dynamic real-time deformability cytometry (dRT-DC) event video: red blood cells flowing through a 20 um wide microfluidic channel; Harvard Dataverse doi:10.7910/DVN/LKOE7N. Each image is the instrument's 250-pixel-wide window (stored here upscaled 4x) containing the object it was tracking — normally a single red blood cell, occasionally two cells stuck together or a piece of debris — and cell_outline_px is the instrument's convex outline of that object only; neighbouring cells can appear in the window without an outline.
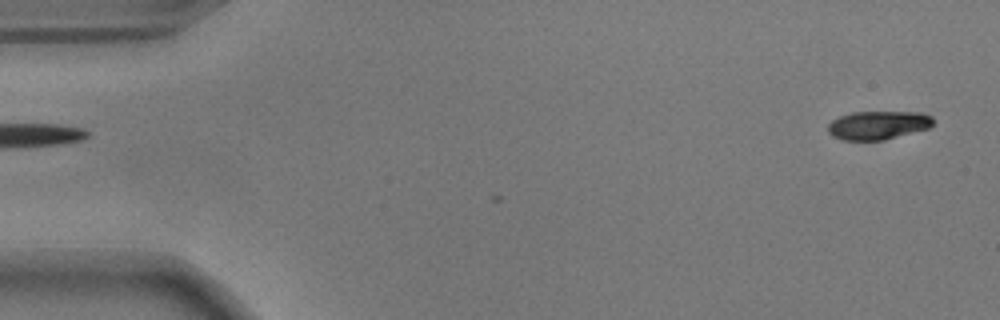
{"species": "common noctule bat (a hibernating species)", "species_latin": "Nyctalus noctula", "temperature_condition": "warm", "stored_images_in_passage": 53, "camera_frame_rate_fps": 3000, "um_per_image_px": 0.085, "animal": {"sex": "male", "body_mass_g": 17.9}, "frame": {"image": 1, "passage_image": 1, "time_ms": 0.0, "image_size_px": [1000, 320], "cell_outline_px": [[932, 124], [928, 128], [884, 140], [840, 140], [832, 136], [828, 132], [828, 124], [832, 120], [840, 116], [852, 112], [920, 112], [932, 116]], "centroid_in_image_um": [74.6, 10.64], "position_along_channel_um": 10.4, "area_um2": 17.46}}
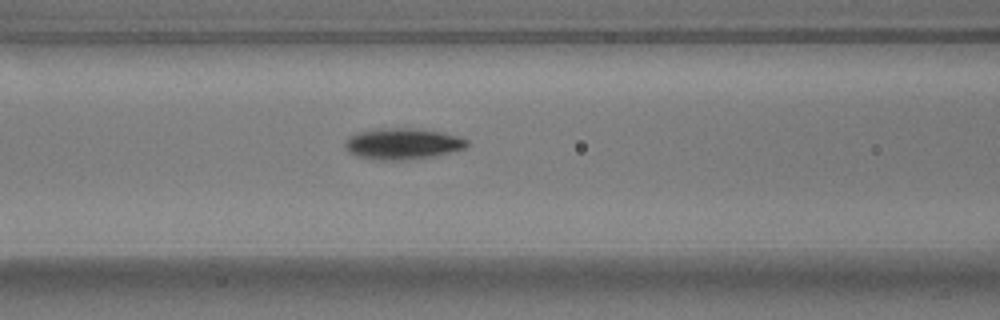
{"frame": {"image": 2, "passage_image": 21, "time_ms": 6.667, "image_size_px": [1000, 320], "cell_outline_px": [[468, 144], [464, 148], [432, 156], [404, 160], [380, 160], [356, 156], [348, 152], [344, 148], [344, 140], [348, 136], [360, 132], [380, 128], [412, 128], [440, 132], [456, 136], [468, 140]], "centroid_in_image_um": [34.14, 12.22], "position_along_channel_um": 132.5, "area_um2": 21.96}}
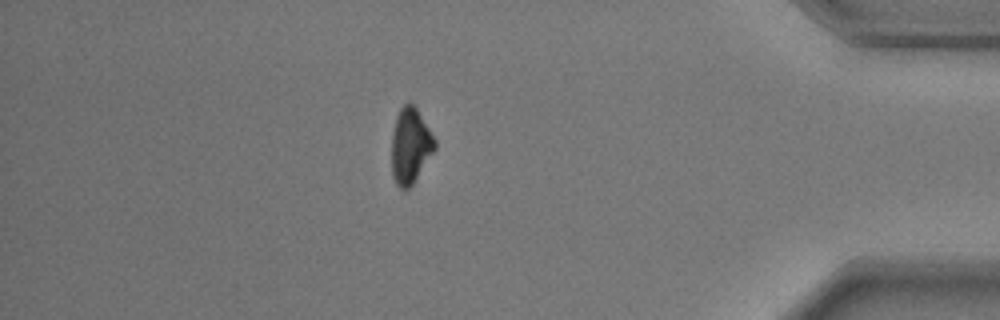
{"frame": {"image": 3, "passage_image": 46, "time_ms": 15.0, "image_size_px": [1000, 320], "cell_outline_px": [[436, 148], [412, 184], [408, 188], [400, 188], [396, 184], [392, 176], [392, 132], [396, 116], [400, 108], [404, 104], [412, 104], [416, 108], [436, 140]], "centroid_in_image_um": [34.87, 12.39], "position_along_channel_um": 400.3, "area_um2": 18.73}, "authors_computed_cell_mechanics": {"area_um2": 19.5364, "velocity_mm_per_s": 3.6897, "shape_relaxation_time_tau1_ms": 2.5554, "shape_relaxation_time_tau2_ms": 6.9476, "deformation_change_tau1": 0.1449, "deformation_change_tau2": 0.1015}}